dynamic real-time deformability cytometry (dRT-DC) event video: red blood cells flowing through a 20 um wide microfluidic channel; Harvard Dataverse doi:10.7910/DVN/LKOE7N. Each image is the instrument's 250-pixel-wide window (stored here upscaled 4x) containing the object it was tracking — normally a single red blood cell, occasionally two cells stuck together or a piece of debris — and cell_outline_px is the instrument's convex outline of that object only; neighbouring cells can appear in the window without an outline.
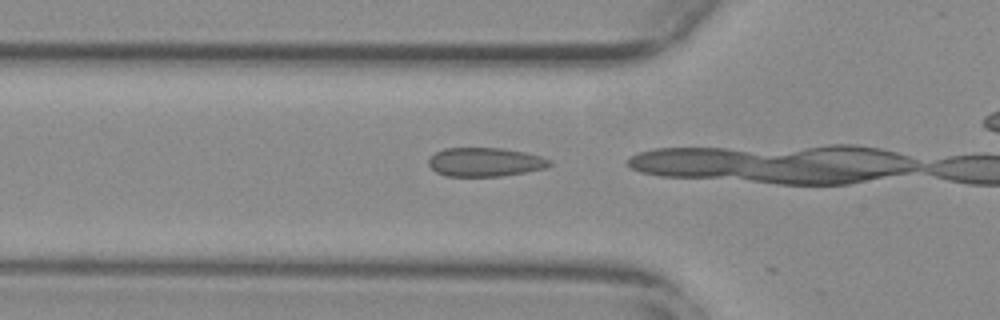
{"species": "common noctule bat (a hibernating species)", "species_latin": "Nyctalus noctula", "temperature_condition": "warm", "stored_images_in_passage": 12, "camera_frame_rate_fps": 3000, "um_per_image_px": 0.085, "animal": {"sex": "female", "body_mass_g": 29.2, "forearm_length_mm": 56.3}, "frame": {"image": 1, "passage_image": 10, "time_ms": 3.0, "image_size_px": [1000, 320], "cell_outline_px": [[552, 164], [544, 168], [524, 172], [500, 176], [444, 176], [436, 172], [428, 164], [428, 160], [436, 152], [444, 148], [500, 148], [524, 152], [540, 156], [552, 160]], "centroid_in_image_um": [41.22, 13.77], "position_along_channel_um": 84.6, "area_um2": 20.23}}